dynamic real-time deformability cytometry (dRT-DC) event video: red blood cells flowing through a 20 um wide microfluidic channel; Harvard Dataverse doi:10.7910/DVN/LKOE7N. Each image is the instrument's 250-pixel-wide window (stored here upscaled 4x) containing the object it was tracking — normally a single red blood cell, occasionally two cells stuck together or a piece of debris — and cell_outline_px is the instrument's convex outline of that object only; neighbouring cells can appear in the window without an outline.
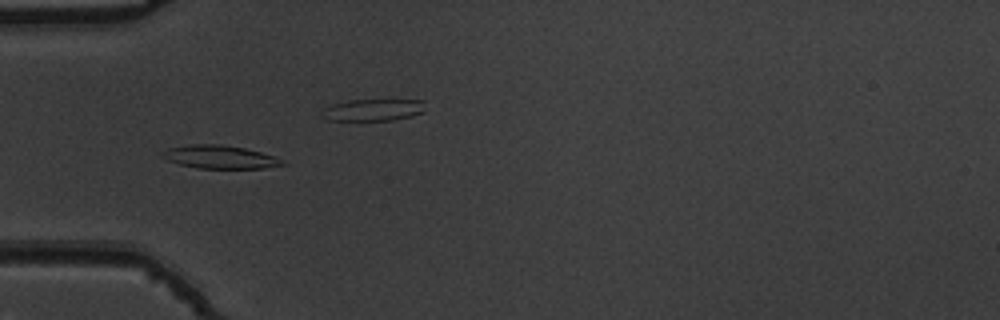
{"species": "common noctule bat (a hibernating species)", "species_latin": "Nyctalus noctula", "temperature_condition": "warm", "stored_images_in_passage": 55, "camera_frame_rate_fps": 3000, "um_per_image_px": 0.085, "animal": {"sex": "male", "body_mass_g": 19.5, "forearm_length_mm": 54.6}, "frame": {"image": 1, "passage_image": 18, "time_ms": 5.667, "image_size_px": [1000, 320], "cell_outline_px": [[288, 164], [264, 168], [196, 168], [180, 164], [168, 160], [160, 156], [160, 152], [168, 148], [192, 144], [220, 144], [244, 148], [276, 156], [284, 160]], "centroid_in_image_um": [18.7, 13.34], "position_along_channel_um": 66.3, "area_um2": 16.3}}
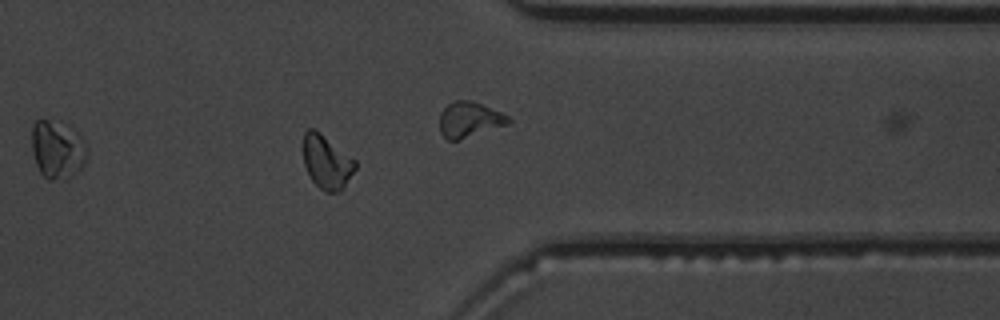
{"frame": {"image": 2, "passage_image": 44, "time_ms": 14.333, "image_size_px": [1000, 320], "cell_outline_px": [[356, 168], [344, 188], [340, 192], [324, 192], [312, 180], [304, 164], [300, 148], [304, 132], [308, 128], [312, 128], [356, 160]], "centroid_in_image_um": [27.73, 13.78], "position_along_channel_um": 383.7, "area_um2": 16.42}}
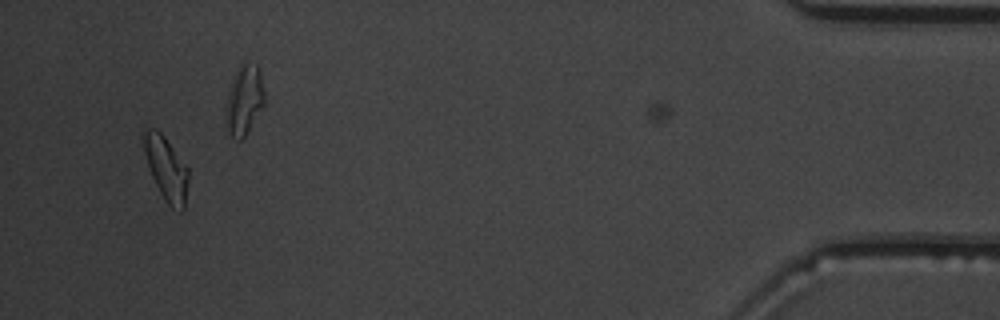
{"frame": {"image": 3, "passage_image": 52, "time_ms": 17.0, "image_size_px": [1000, 320], "cell_outline_px": [[188, 184], [184, 208], [180, 212], [172, 208], [164, 200], [152, 176], [144, 152], [140, 136], [144, 128], [156, 128], [164, 136], [188, 168]], "centroid_in_image_um": [14.1, 14.28], "position_along_channel_um": 421.1, "area_um2": 16.7}, "authors_computed_cell_mechanics": {"area_um2": 16.2996, "velocity_mm_per_s": 3.7787, "shape_relaxation_time_tau1_ms": 3.8539, "shape_relaxation_time_tau2_ms": null, "deformation_change_tau1": 0.1242, "deformation_change_tau2": null}}